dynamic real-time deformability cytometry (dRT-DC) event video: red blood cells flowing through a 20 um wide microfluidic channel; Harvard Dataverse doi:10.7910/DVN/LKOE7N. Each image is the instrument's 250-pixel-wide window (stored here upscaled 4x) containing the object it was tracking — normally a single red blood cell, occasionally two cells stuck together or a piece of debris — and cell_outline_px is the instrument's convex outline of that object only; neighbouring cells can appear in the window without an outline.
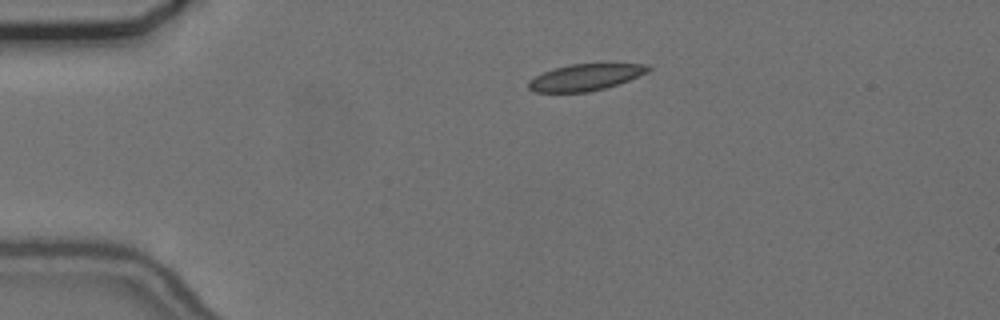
{"species": "common noctule bat (a hibernating species)", "species_latin": "Nyctalus noctula", "temperature_condition": "cold", "stored_images_in_passage": 37, "camera_frame_rate_fps": 3000, "um_per_image_px": 0.085, "animal": {"sex": "female", "body_mass_g": 24.6, "forearm_length_mm": 56.2}, "frame": {"image": 1, "passage_image": 1, "time_ms": 0.0, "image_size_px": [1000, 320], "cell_outline_px": [[652, 68], [648, 72], [628, 80], [604, 88], [588, 92], [536, 92], [528, 88], [528, 80], [552, 68], [572, 64], [648, 64]], "centroid_in_image_um": [49.74, 6.56], "position_along_channel_um": 35.3, "area_um2": 18.32}}
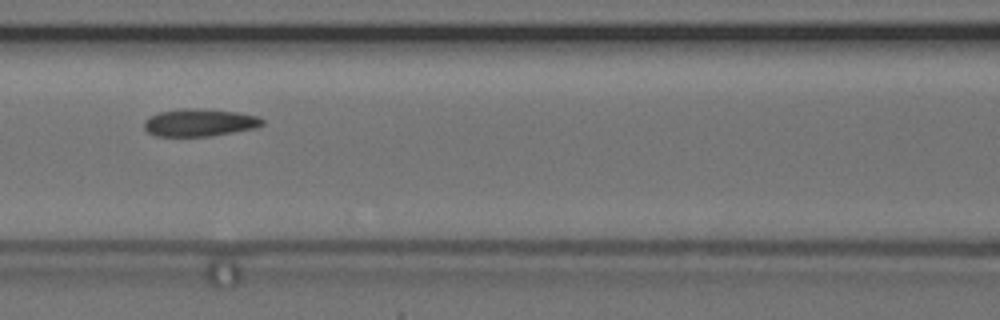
{"frame": {"image": 2, "passage_image": 14, "time_ms": 4.333, "image_size_px": [1000, 320], "cell_outline_px": [[264, 124], [256, 128], [212, 136], [156, 136], [148, 132], [144, 128], [144, 120], [148, 116], [160, 112], [180, 108], [192, 108], [236, 112], [256, 116], [264, 120]], "centroid_in_image_um": [16.93, 10.42], "position_along_channel_um": 149.7, "area_um2": 18.96}}
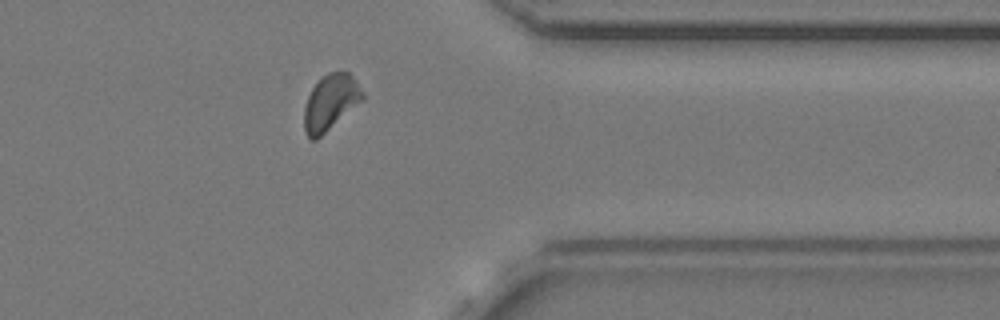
{"frame": {"image": 3, "passage_image": 34, "time_ms": 11.0, "image_size_px": [1000, 320], "cell_outline_px": [[364, 100], [316, 140], [308, 140], [304, 132], [304, 108], [308, 96], [312, 88], [328, 72], [344, 68], [352, 76], [364, 92]], "centroid_in_image_um": [28.1, 8.7], "position_along_channel_um": 383.3, "area_um2": 19.25}, "authors_computed_cell_mechanics": {"area_um2": 18.8428, "velocity_mm_per_s": 3.6689, "shape_relaxation_time_tau1_ms": null, "shape_relaxation_time_tau2_ms": 4.4332, "deformation_change_tau1": null, "deformation_change_tau2": 0.1064}}